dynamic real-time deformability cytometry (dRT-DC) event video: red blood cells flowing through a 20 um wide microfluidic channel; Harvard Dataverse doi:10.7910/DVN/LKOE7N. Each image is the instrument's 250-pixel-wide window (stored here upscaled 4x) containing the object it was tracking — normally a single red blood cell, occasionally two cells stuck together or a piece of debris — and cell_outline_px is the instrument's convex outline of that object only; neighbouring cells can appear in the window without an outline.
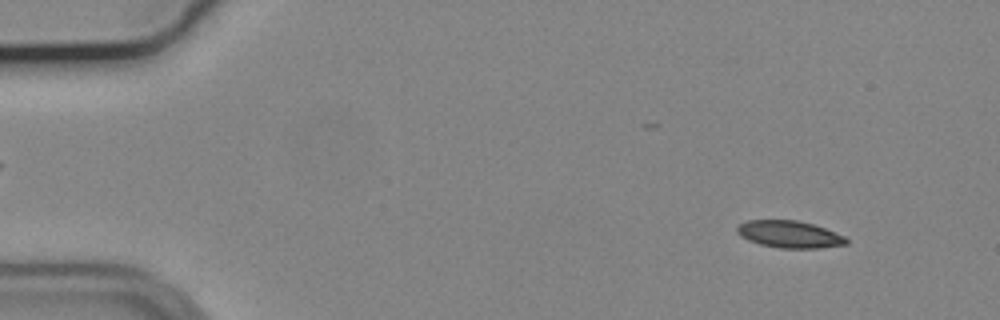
{"species": "common noctule bat (a hibernating species)", "species_latin": "Nyctalus noctula", "temperature_condition": "cold", "stored_images_in_passage": 56, "camera_frame_rate_fps": 3000, "um_per_image_px": 0.085, "animal": {"sex": "male", "body_mass_g": 19.2, "forearm_length_mm": 51.8}, "frame": {"image": 1, "passage_image": 5, "time_ms": 1.333, "image_size_px": [1000, 320], "cell_outline_px": [[848, 244], [820, 248], [780, 248], [760, 244], [748, 240], [740, 236], [736, 232], [736, 228], [740, 224], [748, 220], [796, 220], [812, 224], [824, 228], [844, 236], [848, 240]], "centroid_in_image_um": [67.09, 19.92], "position_along_channel_um": 17.9, "area_um2": 17.17}}
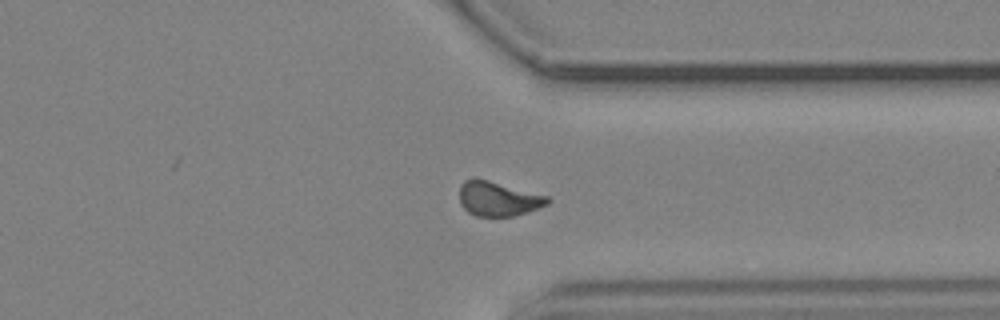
{"frame": {"image": 2, "passage_image": 42, "time_ms": 13.667, "image_size_px": [1000, 320], "cell_outline_px": [[552, 200], [548, 204], [512, 216], [476, 216], [468, 212], [460, 204], [460, 184], [464, 180], [488, 180], [548, 196]], "centroid_in_image_um": [42.34, 16.9], "position_along_channel_um": 369.1, "area_um2": 17.34}}
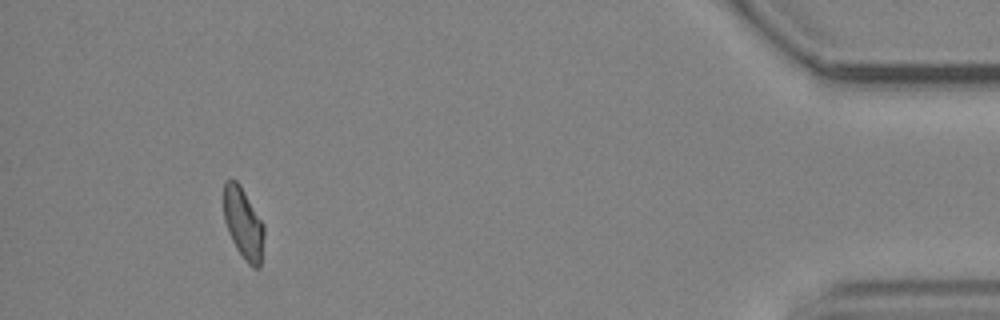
{"frame": {"image": 3, "passage_image": 51, "time_ms": 16.667, "image_size_px": [1000, 320], "cell_outline_px": [[264, 236], [260, 268], [252, 268], [244, 260], [236, 248], [228, 232], [224, 220], [224, 184], [228, 180], [236, 180], [240, 184], [264, 224]], "centroid_in_image_um": [20.69, 19.02], "position_along_channel_um": 414.5, "area_um2": 16.82}}